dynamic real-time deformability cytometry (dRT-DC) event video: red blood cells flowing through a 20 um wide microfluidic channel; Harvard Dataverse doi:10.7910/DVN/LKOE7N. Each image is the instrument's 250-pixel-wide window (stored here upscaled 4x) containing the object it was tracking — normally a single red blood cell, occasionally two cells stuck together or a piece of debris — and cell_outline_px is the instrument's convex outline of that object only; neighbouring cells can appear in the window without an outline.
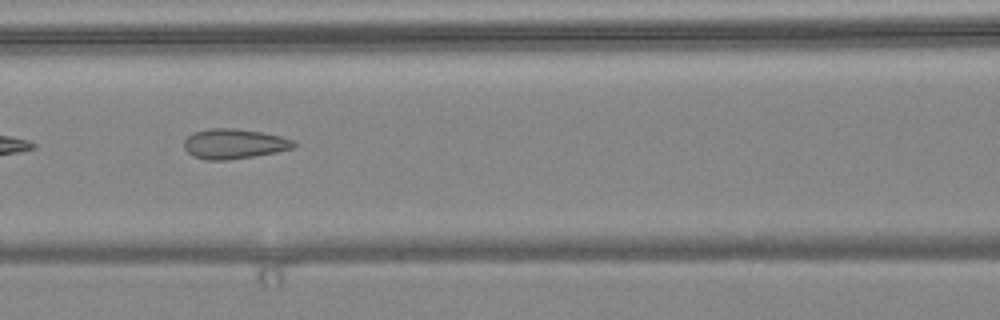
{"species": "common noctule bat (a hibernating species)", "species_latin": "Nyctalus noctula", "temperature_condition": "warm", "stored_images_in_passage": 8, "camera_frame_rate_fps": 3000, "um_per_image_px": 0.085, "animal": {"sex": "female", "body_mass_g": 24.6, "forearm_length_mm": 56.2}, "frame": {"image": 1, "passage_image": 7, "time_ms": 2.0, "image_size_px": [1000, 320], "cell_outline_px": [[296, 144], [292, 148], [276, 152], [252, 156], [224, 160], [204, 160], [192, 156], [184, 148], [184, 140], [188, 136], [196, 132], [208, 128], [236, 128], [260, 132], [280, 136], [296, 140]], "centroid_in_image_um": [19.88, 12.22], "position_along_channel_um": 146.7, "area_um2": 19.07}}
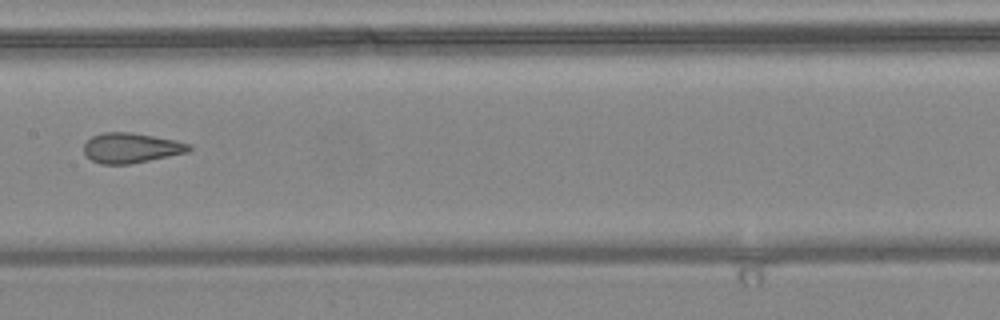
{"frame": {"image": 2, "passage_image": 8, "time_ms": 2.333, "image_size_px": [1000, 320], "cell_outline_px": [[192, 148], [188, 152], [128, 164], [100, 164], [92, 160], [84, 152], [84, 144], [92, 136], [104, 132], [128, 132], [176, 140], [192, 144]], "centroid_in_image_um": [11.15, 12.57], "position_along_channel_um": 196.3, "area_um2": 18.21}}